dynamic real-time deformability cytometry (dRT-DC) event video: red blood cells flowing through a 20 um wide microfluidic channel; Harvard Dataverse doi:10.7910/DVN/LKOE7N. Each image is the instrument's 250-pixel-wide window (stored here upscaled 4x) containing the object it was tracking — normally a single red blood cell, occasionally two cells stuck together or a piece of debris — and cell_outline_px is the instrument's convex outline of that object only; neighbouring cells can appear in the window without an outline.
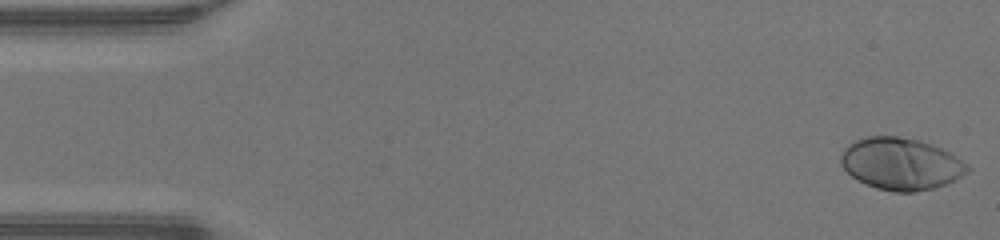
{"species": "human", "species_latin": "Homo sapiens", "temperature_condition": "warm", "stored_images_in_passage": 47, "camera_frame_rate_fps": 3000, "um_per_image_px": 0.085, "donor": {"sex": "male"}, "frame": {"image": 1, "passage_image": 1, "time_ms": 0.0, "image_size_px": [1000, 240], "cell_outline_px": [[972, 168], [968, 172], [956, 180], [932, 188], [916, 192], [896, 192], [876, 188], [856, 180], [840, 164], [840, 156], [844, 148], [848, 144], [856, 140], [868, 136], [896, 136], [916, 140], [932, 144], [956, 156], [968, 164]], "centroid_in_image_um": [76.57, 13.93], "position_along_channel_um": 8.4, "area_um2": 38.38}}
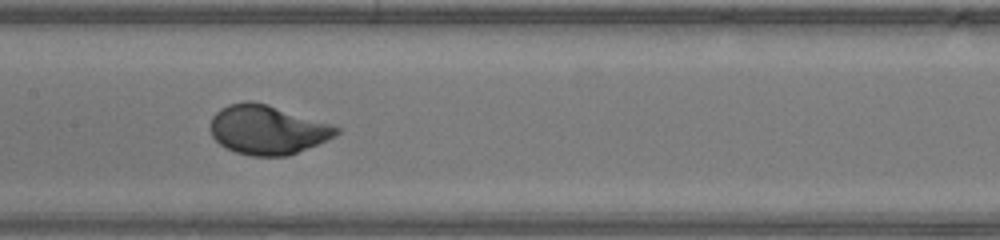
{"frame": {"image": 2, "passage_image": 23, "time_ms": 7.333, "image_size_px": [1000, 240], "cell_outline_px": [[340, 132], [336, 136], [288, 156], [252, 156], [236, 152], [224, 148], [212, 136], [208, 128], [212, 116], [220, 108], [228, 104], [248, 100], [252, 100], [268, 104], [340, 128]], "centroid_in_image_um": [22.66, 11.03], "position_along_channel_um": 184.7, "area_um2": 36.13}}
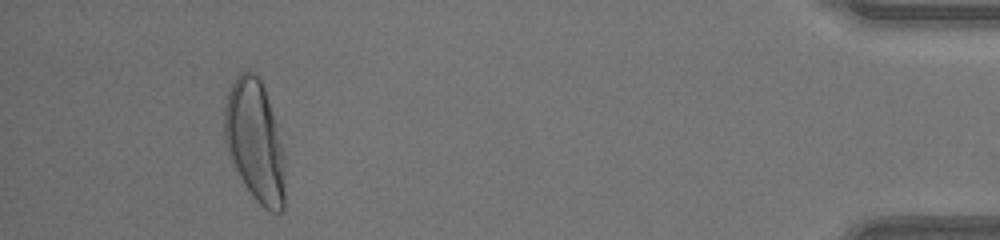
{"frame": {"image": 3, "passage_image": 44, "time_ms": 14.333, "image_size_px": [1000, 240], "cell_outline_px": [[284, 208], [280, 212], [272, 212], [264, 208], [252, 196], [244, 184], [228, 152], [224, 140], [224, 104], [228, 92], [236, 76], [240, 72], [252, 72], [260, 80], [264, 88], [280, 144], [284, 164]], "centroid_in_image_um": [21.63, 12.02], "position_along_channel_um": 413.6, "area_um2": 41.85}, "authors_computed_cell_mechanics": {"area_um2": 36.125, "velocity_mm_per_s": 4.3047, "shape_relaxation_time_tau1_ms": 2.3056, "shape_relaxation_time_tau2_ms": null, "deformation_change_tau1": 0.1846, "deformation_change_tau2": null}}